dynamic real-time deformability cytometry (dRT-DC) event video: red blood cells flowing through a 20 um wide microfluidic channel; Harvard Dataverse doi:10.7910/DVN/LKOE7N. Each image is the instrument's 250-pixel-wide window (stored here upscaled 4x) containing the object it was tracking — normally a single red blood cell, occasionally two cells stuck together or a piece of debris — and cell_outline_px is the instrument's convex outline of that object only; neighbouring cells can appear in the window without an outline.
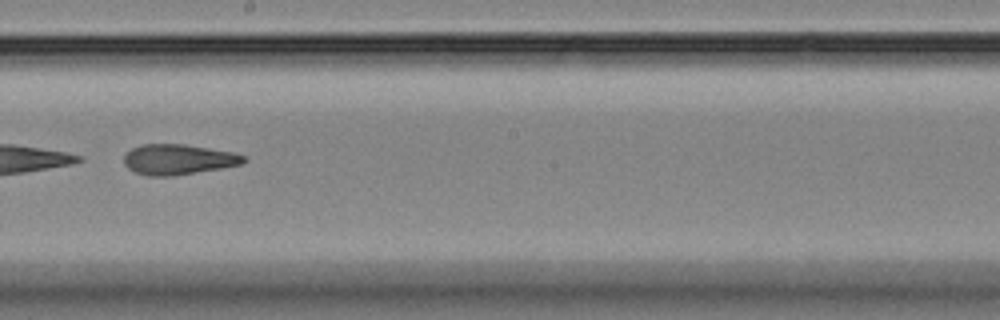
{"species": "Egyptian fruit bat (a non-hibernating species)", "species_latin": "Rousettus aegyptiacus", "temperature_condition": "room temperature", "stored_images_in_passage": 10, "camera_frame_rate_fps": 3000, "um_per_image_px": 0.085, "animal": {"sex": "female"}, "frame": {"image": 1, "passage_image": 5, "time_ms": 5.0, "image_size_px": [1000, 320], "cell_outline_px": [[248, 160], [244, 164], [172, 176], [148, 176], [136, 172], [128, 168], [124, 164], [124, 156], [132, 148], [144, 144], [184, 144], [236, 152], [248, 156]], "centroid_in_image_um": [15.22, 13.55], "position_along_channel_um": 233.0, "area_um2": 21.33}}
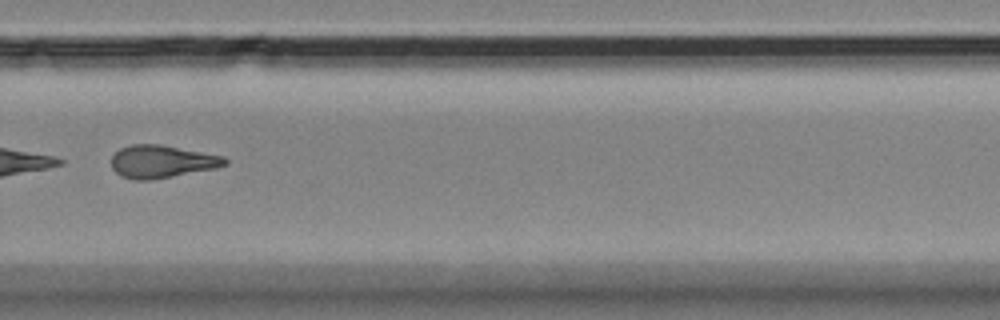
{"frame": {"image": 2, "passage_image": 7, "time_ms": 7.333, "image_size_px": [1000, 320], "cell_outline_px": [[228, 164], [216, 168], [152, 180], [132, 180], [120, 176], [112, 168], [112, 156], [120, 148], [132, 144], [160, 144], [224, 156], [228, 160]], "centroid_in_image_um": [13.75, 13.74], "position_along_channel_um": 316.0, "area_um2": 21.73}, "authors_computed_cell_mechanics": {"area_um2": 21.4727, "velocity_mm_per_s": 3.5776, "shape_relaxation_time_tau1_ms": 5.7063, "shape_relaxation_time_tau2_ms": 2.3655, "deformation_change_tau1": 0.1828, "deformation_change_tau2": 0.1195}}